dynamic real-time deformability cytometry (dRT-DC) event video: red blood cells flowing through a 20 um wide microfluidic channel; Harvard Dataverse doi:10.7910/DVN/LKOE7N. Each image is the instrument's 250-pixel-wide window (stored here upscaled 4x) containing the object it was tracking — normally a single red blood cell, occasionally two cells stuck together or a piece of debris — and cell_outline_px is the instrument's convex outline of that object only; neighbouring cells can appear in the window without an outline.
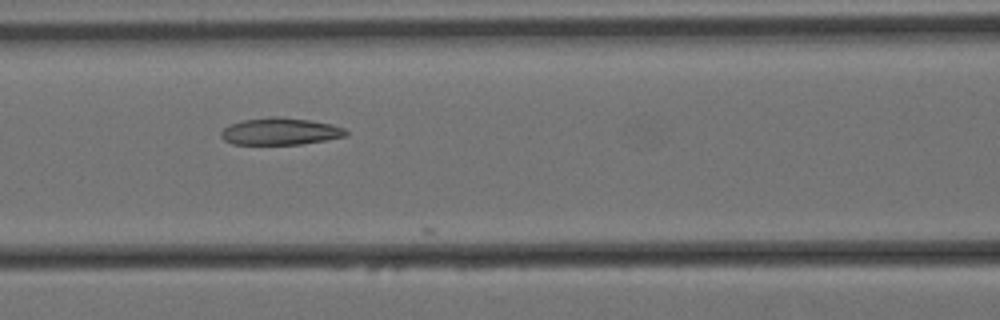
{"species": "Egyptian fruit bat (a non-hibernating species)", "species_latin": "Rousettus aegyptiacus", "temperature_condition": "cold", "stored_images_in_passage": 21, "camera_frame_rate_fps": 3000, "um_per_image_px": 0.085, "animal": {"sex": "female"}, "frame": {"image": 1, "passage_image": 18, "time_ms": 5.667, "image_size_px": [1000, 320], "cell_outline_px": [[348, 136], [300, 144], [232, 144], [224, 140], [220, 136], [220, 132], [228, 124], [244, 120], [276, 116], [280, 116], [312, 120], [332, 124], [344, 128], [348, 132]], "centroid_in_image_um": [23.82, 11.16], "position_along_channel_um": 142.8, "area_um2": 19.77}}